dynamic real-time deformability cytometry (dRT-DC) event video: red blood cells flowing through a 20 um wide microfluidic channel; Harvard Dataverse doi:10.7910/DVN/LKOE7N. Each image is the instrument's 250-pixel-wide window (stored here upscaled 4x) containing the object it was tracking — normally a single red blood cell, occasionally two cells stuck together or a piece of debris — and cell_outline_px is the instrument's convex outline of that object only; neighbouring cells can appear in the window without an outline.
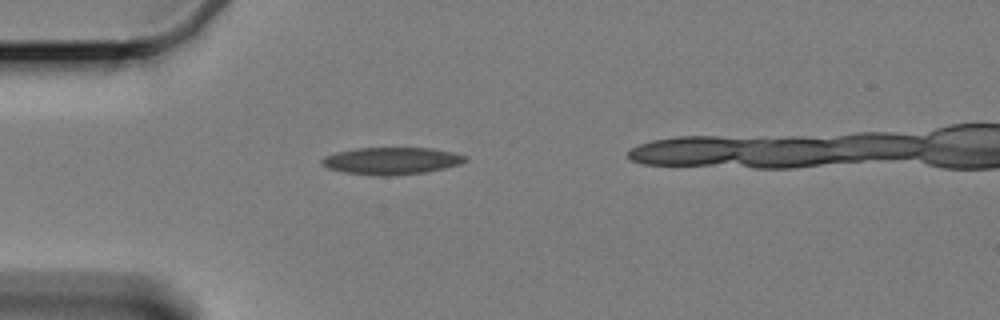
{"species": "Egyptian fruit bat (a non-hibernating species)", "species_latin": "Rousettus aegyptiacus", "temperature_condition": "cold", "stored_images_in_passage": 37, "camera_frame_rate_fps": 3000, "um_per_image_px": 0.085, "animal": {"sex": "female"}, "frame": {"image": 1, "passage_image": 1, "time_ms": 0.0, "image_size_px": [1000, 320], "cell_outline_px": [[468, 160], [460, 164], [444, 168], [424, 172], [388, 176], [380, 176], [344, 172], [328, 168], [320, 164], [320, 160], [324, 156], [336, 152], [356, 148], [432, 148], [452, 152], [468, 156]], "centroid_in_image_um": [33.26, 13.66], "position_along_channel_um": 51.7, "area_um2": 22.72}}
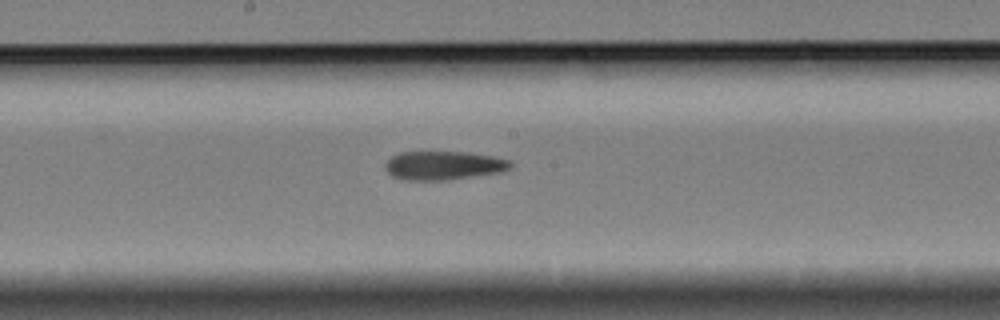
{"frame": {"image": 2, "passage_image": 16, "time_ms": 5.0, "image_size_px": [1000, 320], "cell_outline_px": [[512, 168], [500, 172], [448, 180], [408, 180], [392, 176], [388, 172], [384, 164], [392, 156], [400, 152], [468, 152], [492, 156], [512, 160]], "centroid_in_image_um": [37.73, 14.06], "position_along_channel_um": 210.5, "area_um2": 20.98}}
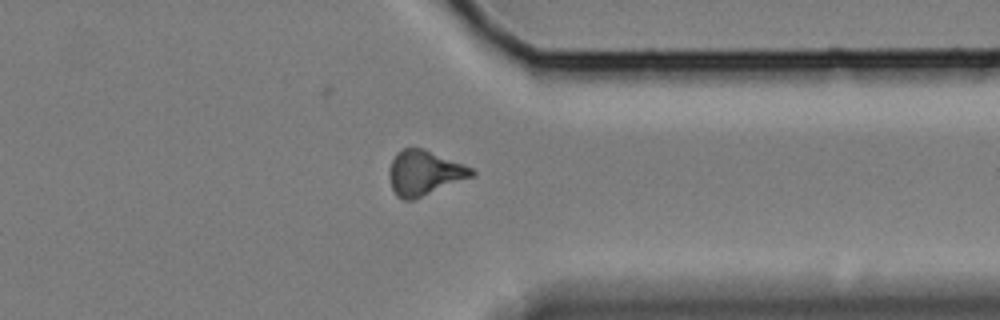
{"frame": {"image": 3, "passage_image": 31, "time_ms": 10.0, "image_size_px": [1000, 320], "cell_outline_px": [[476, 172], [472, 176], [412, 200], [404, 200], [396, 196], [392, 188], [388, 176], [388, 168], [396, 152], [404, 148], [420, 148], [472, 168]], "centroid_in_image_um": [35.99, 14.7], "position_along_channel_um": 375.4, "area_um2": 21.04}}